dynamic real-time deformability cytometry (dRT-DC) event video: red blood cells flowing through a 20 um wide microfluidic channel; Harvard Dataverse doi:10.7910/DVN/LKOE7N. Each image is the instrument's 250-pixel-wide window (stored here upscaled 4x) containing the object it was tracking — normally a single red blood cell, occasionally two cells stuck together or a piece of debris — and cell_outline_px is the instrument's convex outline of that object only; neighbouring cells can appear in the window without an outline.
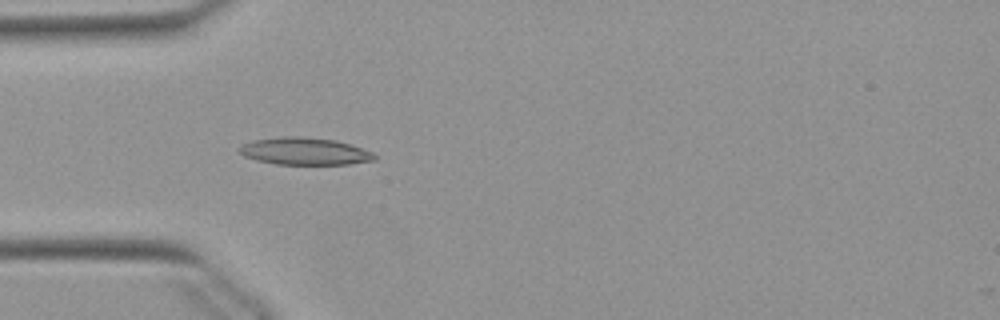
{"species": "Egyptian fruit bat (a non-hibernating species)", "species_latin": "Rousettus aegyptiacus", "temperature_condition": "warm", "stored_images_in_passage": 34, "camera_frame_rate_fps": 3000, "um_per_image_px": 0.085, "animal": {"sex": "female"}, "frame": {"image": 1, "passage_image": 2, "time_ms": 0.333, "image_size_px": [1000, 320], "cell_outline_px": [[376, 160], [348, 164], [276, 164], [256, 160], [244, 156], [236, 152], [240, 144], [252, 140], [284, 136], [300, 136], [336, 140], [372, 152], [376, 156]], "centroid_in_image_um": [25.82, 12.85], "position_along_channel_um": 59.2, "area_um2": 21.56}}
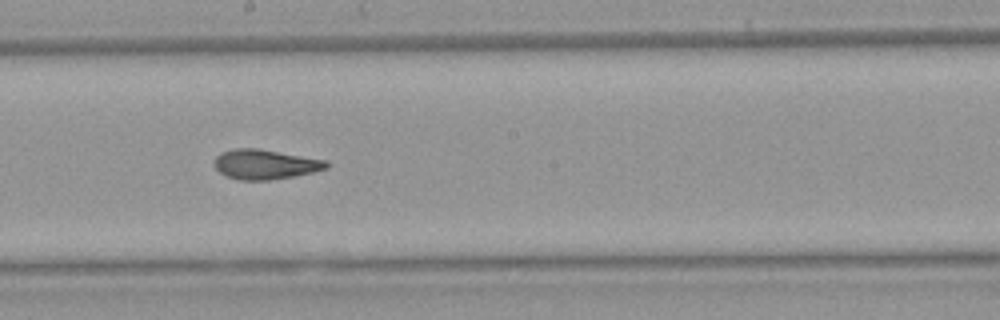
{"frame": {"image": 2, "passage_image": 15, "time_ms": 4.667, "image_size_px": [1000, 320], "cell_outline_px": [[328, 168], [296, 176], [268, 180], [240, 180], [228, 176], [220, 172], [216, 168], [216, 156], [220, 152], [232, 148], [260, 148], [328, 160]], "centroid_in_image_um": [22.57, 13.95], "position_along_channel_um": 225.6, "area_um2": 19.54}}
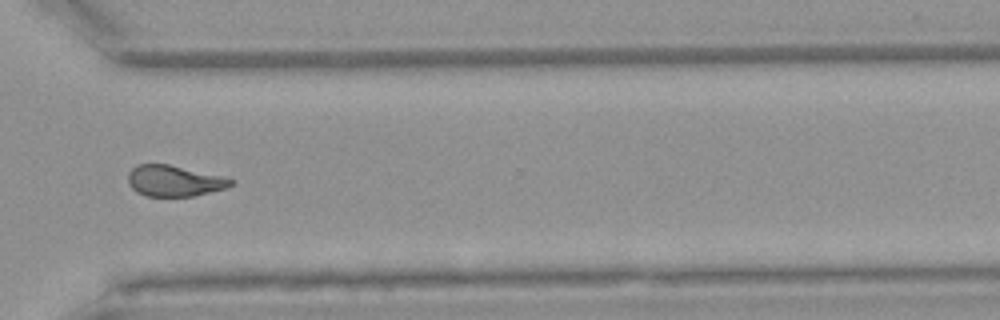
{"frame": {"image": 3, "passage_image": 25, "time_ms": 8.0, "image_size_px": [1000, 320], "cell_outline_px": [[236, 184], [224, 188], [192, 196], [148, 196], [136, 192], [128, 184], [128, 172], [136, 164], [168, 164], [220, 176], [236, 180]], "centroid_in_image_um": [14.78, 15.37], "position_along_channel_um": 355.8, "area_um2": 18.44}, "authors_computed_cell_mechanics": {"area_um2": 19.5364, "velocity_mm_per_s": 3.8973, "shape_relaxation_time_tau1_ms": 8.3904, "shape_relaxation_time_tau2_ms": 1.7314, "deformation_change_tau1": 0.2382, "deformation_change_tau2": 0.0978}}